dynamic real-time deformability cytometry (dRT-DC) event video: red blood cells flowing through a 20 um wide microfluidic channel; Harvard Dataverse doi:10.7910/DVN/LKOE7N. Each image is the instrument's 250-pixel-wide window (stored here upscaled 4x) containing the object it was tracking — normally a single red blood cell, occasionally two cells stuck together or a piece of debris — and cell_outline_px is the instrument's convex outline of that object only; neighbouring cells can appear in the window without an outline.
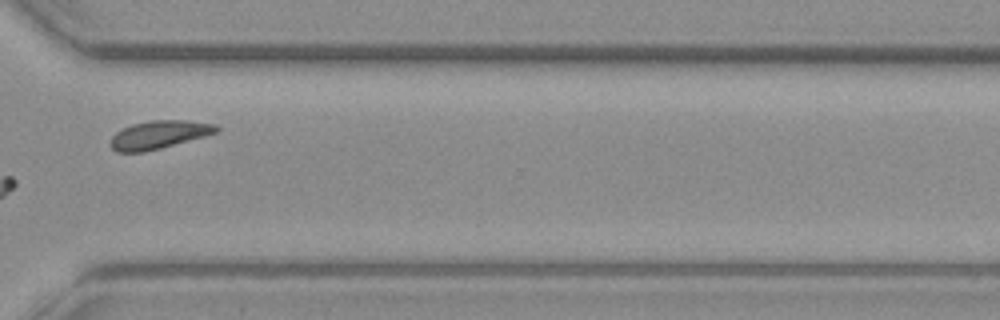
{"species": "common noctule bat (a hibernating species)", "species_latin": "Nyctalus noctula", "temperature_condition": "warm", "stored_images_in_passage": 13, "camera_frame_rate_fps": 3000, "um_per_image_px": 0.085, "animal": {"sex": "female", "body_mass_g": 19.3, "forearm_length_mm": 54.1}, "frame": {"image": 1, "passage_image": 10, "time_ms": 12.0, "image_size_px": [1000, 320], "cell_outline_px": [[220, 132], [160, 148], [144, 152], [116, 152], [108, 144], [112, 136], [120, 128], [132, 124], [152, 120], [188, 120], [216, 124], [220, 128]], "centroid_in_image_um": [13.51, 11.44], "position_along_channel_um": 357.1, "area_um2": 17.57}}